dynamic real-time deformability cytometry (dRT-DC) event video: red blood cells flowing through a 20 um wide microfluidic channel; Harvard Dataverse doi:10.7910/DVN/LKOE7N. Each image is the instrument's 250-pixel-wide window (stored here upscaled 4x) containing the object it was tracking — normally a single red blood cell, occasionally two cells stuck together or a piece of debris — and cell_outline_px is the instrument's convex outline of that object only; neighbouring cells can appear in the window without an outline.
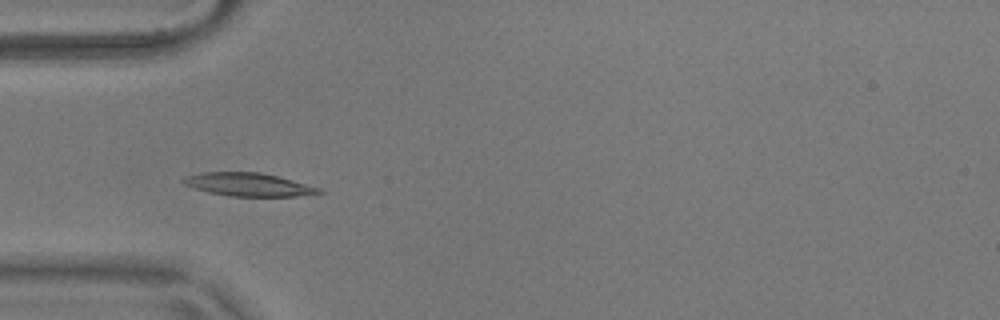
{"species": "common noctule bat (a hibernating species)", "species_latin": "Nyctalus noctula", "temperature_condition": "warm", "stored_images_in_passage": 51, "camera_frame_rate_fps": 3000, "um_per_image_px": 0.085, "animal": {"sex": "male", "body_mass_g": 17.9}, "frame": {"image": 1, "passage_image": 13, "time_ms": 4.0, "image_size_px": [1000, 320], "cell_outline_px": [[324, 192], [296, 196], [228, 196], [208, 192], [192, 188], [184, 184], [180, 180], [184, 176], [200, 172], [260, 172], [280, 176], [320, 188]], "centroid_in_image_um": [21.06, 15.67], "position_along_channel_um": 63.9, "area_um2": 18.5}}
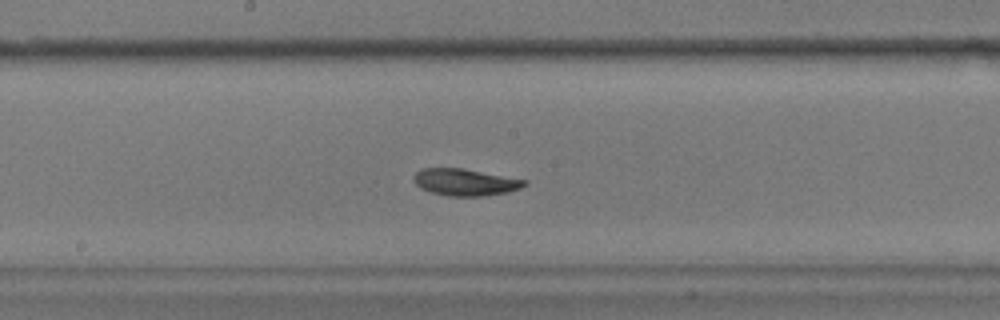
{"frame": {"image": 2, "passage_image": 25, "time_ms": 8.0, "image_size_px": [1000, 320], "cell_outline_px": [[528, 184], [520, 188], [508, 192], [484, 196], [448, 196], [432, 192], [420, 188], [412, 180], [412, 176], [420, 168], [464, 168], [528, 180]], "centroid_in_image_um": [39.54, 15.48], "position_along_channel_um": 208.7, "area_um2": 17.57}}
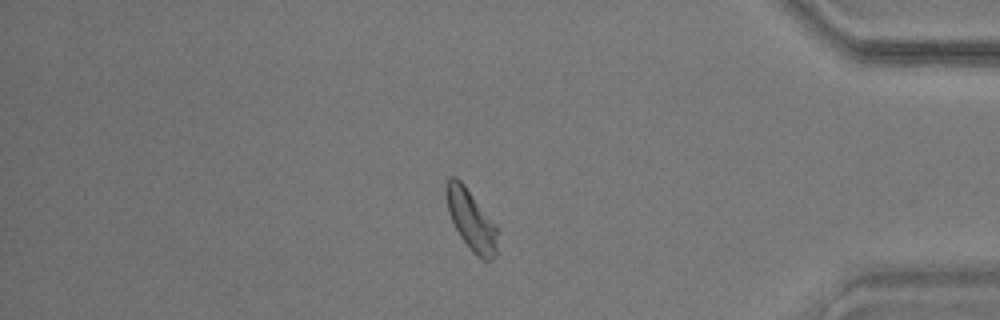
{"frame": {"image": 3, "passage_image": 43, "time_ms": 14.0, "image_size_px": [1000, 320], "cell_outline_px": [[496, 252], [492, 260], [484, 260], [460, 236], [448, 212], [444, 192], [444, 184], [448, 176], [456, 176], [464, 184], [496, 224]], "centroid_in_image_um": [39.99, 18.58], "position_along_channel_um": 395.2, "area_um2": 17.74}, "authors_computed_cell_mechanics": {"area_um2": 17.6868, "velocity_mm_per_s": 3.6329, "shape_relaxation_time_tau1_ms": 4.1269, "shape_relaxation_time_tau2_ms": 5.0799, "deformation_change_tau1": 0.119, "deformation_change_tau2": 0.0836}}